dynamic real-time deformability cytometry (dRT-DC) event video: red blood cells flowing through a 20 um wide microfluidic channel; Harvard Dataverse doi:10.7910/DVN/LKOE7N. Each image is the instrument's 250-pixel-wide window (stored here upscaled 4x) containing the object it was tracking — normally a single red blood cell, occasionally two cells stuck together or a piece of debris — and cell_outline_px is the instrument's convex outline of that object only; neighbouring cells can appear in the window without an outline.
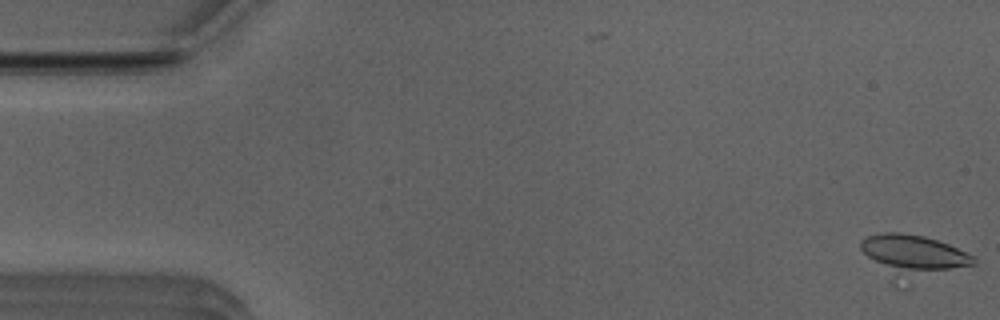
{"species": "Egyptian fruit bat (a non-hibernating species)", "species_latin": "Rousettus aegyptiacus", "temperature_condition": "room temperature", "stored_images_in_passage": 3, "camera_frame_rate_fps": 3000, "um_per_image_px": 0.085, "animal": {"sex": "male"}, "frame": {"image": 1, "passage_image": 3, "time_ms": 0.667, "image_size_px": [1000, 320], "cell_outline_px": [[976, 264], [908, 288], [896, 288], [892, 284], [860, 248], [860, 240], [868, 236], [884, 232], [900, 232], [924, 236], [948, 244], [972, 256], [976, 260]], "centroid_in_image_um": [77.61, 21.91], "position_along_channel_um": 7.4, "area_um2": 29.71}}